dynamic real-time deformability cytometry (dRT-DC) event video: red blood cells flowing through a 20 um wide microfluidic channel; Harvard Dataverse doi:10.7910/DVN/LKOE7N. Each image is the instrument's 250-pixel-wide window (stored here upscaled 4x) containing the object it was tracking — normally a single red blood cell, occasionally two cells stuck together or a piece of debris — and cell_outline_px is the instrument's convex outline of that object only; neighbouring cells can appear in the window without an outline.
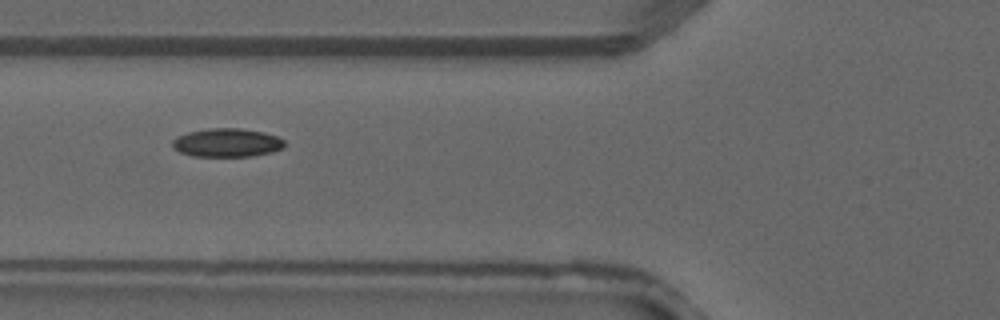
{"species": "common noctule bat (a hibernating species)", "species_latin": "Nyctalus noctula", "temperature_condition": "warm", "stored_images_in_passage": 5, "camera_frame_rate_fps": 3000, "um_per_image_px": 0.085, "animal": {"sex": "male", "forearm_length_mm": 52.5}, "frame": {"image": 1, "passage_image": 4, "time_ms": 1.0, "image_size_px": [1000, 320], "cell_outline_px": [[284, 148], [272, 152], [252, 156], [192, 156], [180, 152], [172, 148], [172, 140], [176, 136], [188, 132], [212, 128], [240, 128], [264, 132], [276, 136], [284, 140]], "centroid_in_image_um": [19.28, 12.13], "position_along_channel_um": 106.5, "area_um2": 18.73}}